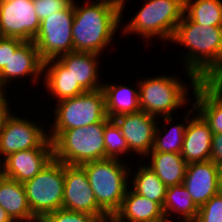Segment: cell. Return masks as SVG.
<instances>
[{
  "instance_id": "cell-1",
  "label": "cell",
  "mask_w": 222,
  "mask_h": 222,
  "mask_svg": "<svg viewBox=\"0 0 222 222\" xmlns=\"http://www.w3.org/2000/svg\"><path fill=\"white\" fill-rule=\"evenodd\" d=\"M96 1L83 7L74 2V52L102 53L119 28L125 0Z\"/></svg>"
},
{
  "instance_id": "cell-2",
  "label": "cell",
  "mask_w": 222,
  "mask_h": 222,
  "mask_svg": "<svg viewBox=\"0 0 222 222\" xmlns=\"http://www.w3.org/2000/svg\"><path fill=\"white\" fill-rule=\"evenodd\" d=\"M171 41L188 48L184 63L193 89L222 67V27L197 24L184 14Z\"/></svg>"
},
{
  "instance_id": "cell-3",
  "label": "cell",
  "mask_w": 222,
  "mask_h": 222,
  "mask_svg": "<svg viewBox=\"0 0 222 222\" xmlns=\"http://www.w3.org/2000/svg\"><path fill=\"white\" fill-rule=\"evenodd\" d=\"M80 166L87 174L98 206L112 218L125 197L129 168L115 158L90 161Z\"/></svg>"
},
{
  "instance_id": "cell-4",
  "label": "cell",
  "mask_w": 222,
  "mask_h": 222,
  "mask_svg": "<svg viewBox=\"0 0 222 222\" xmlns=\"http://www.w3.org/2000/svg\"><path fill=\"white\" fill-rule=\"evenodd\" d=\"M109 120L62 131L52 141L54 159L67 165L105 159L104 126Z\"/></svg>"
},
{
  "instance_id": "cell-5",
  "label": "cell",
  "mask_w": 222,
  "mask_h": 222,
  "mask_svg": "<svg viewBox=\"0 0 222 222\" xmlns=\"http://www.w3.org/2000/svg\"><path fill=\"white\" fill-rule=\"evenodd\" d=\"M183 15L184 0H148L123 32L141 34L147 40L156 36L171 41Z\"/></svg>"
},
{
  "instance_id": "cell-6",
  "label": "cell",
  "mask_w": 222,
  "mask_h": 222,
  "mask_svg": "<svg viewBox=\"0 0 222 222\" xmlns=\"http://www.w3.org/2000/svg\"><path fill=\"white\" fill-rule=\"evenodd\" d=\"M57 102L58 106L54 111L55 123L51 127L53 132L48 134L51 141L62 131L99 123L107 117L102 88Z\"/></svg>"
},
{
  "instance_id": "cell-7",
  "label": "cell",
  "mask_w": 222,
  "mask_h": 222,
  "mask_svg": "<svg viewBox=\"0 0 222 222\" xmlns=\"http://www.w3.org/2000/svg\"><path fill=\"white\" fill-rule=\"evenodd\" d=\"M65 164L54 158L34 178L25 182L28 205L40 221L48 213L62 209Z\"/></svg>"
},
{
  "instance_id": "cell-8",
  "label": "cell",
  "mask_w": 222,
  "mask_h": 222,
  "mask_svg": "<svg viewBox=\"0 0 222 222\" xmlns=\"http://www.w3.org/2000/svg\"><path fill=\"white\" fill-rule=\"evenodd\" d=\"M170 76H157L139 82V107L151 116L162 115L168 124L172 122V113L176 108L185 105L188 94L182 81ZM187 88V89H186Z\"/></svg>"
},
{
  "instance_id": "cell-9",
  "label": "cell",
  "mask_w": 222,
  "mask_h": 222,
  "mask_svg": "<svg viewBox=\"0 0 222 222\" xmlns=\"http://www.w3.org/2000/svg\"><path fill=\"white\" fill-rule=\"evenodd\" d=\"M73 21L74 0L66 9L40 21V29L33 42L43 61L74 52Z\"/></svg>"
},
{
  "instance_id": "cell-10",
  "label": "cell",
  "mask_w": 222,
  "mask_h": 222,
  "mask_svg": "<svg viewBox=\"0 0 222 222\" xmlns=\"http://www.w3.org/2000/svg\"><path fill=\"white\" fill-rule=\"evenodd\" d=\"M39 29L33 0H0V37L33 41Z\"/></svg>"
},
{
  "instance_id": "cell-11",
  "label": "cell",
  "mask_w": 222,
  "mask_h": 222,
  "mask_svg": "<svg viewBox=\"0 0 222 222\" xmlns=\"http://www.w3.org/2000/svg\"><path fill=\"white\" fill-rule=\"evenodd\" d=\"M46 132L35 122L11 115L0 131V156L7 157L12 153L32 148H53Z\"/></svg>"
},
{
  "instance_id": "cell-12",
  "label": "cell",
  "mask_w": 222,
  "mask_h": 222,
  "mask_svg": "<svg viewBox=\"0 0 222 222\" xmlns=\"http://www.w3.org/2000/svg\"><path fill=\"white\" fill-rule=\"evenodd\" d=\"M62 209L95 216H108L98 206L87 174L80 165L65 164Z\"/></svg>"
},
{
  "instance_id": "cell-13",
  "label": "cell",
  "mask_w": 222,
  "mask_h": 222,
  "mask_svg": "<svg viewBox=\"0 0 222 222\" xmlns=\"http://www.w3.org/2000/svg\"><path fill=\"white\" fill-rule=\"evenodd\" d=\"M43 63L33 41L10 38V59L0 71V90H4L10 79L33 76V83L43 72Z\"/></svg>"
},
{
  "instance_id": "cell-14",
  "label": "cell",
  "mask_w": 222,
  "mask_h": 222,
  "mask_svg": "<svg viewBox=\"0 0 222 222\" xmlns=\"http://www.w3.org/2000/svg\"><path fill=\"white\" fill-rule=\"evenodd\" d=\"M156 118L144 111H138L117 116L113 120L120 127L129 151L147 157L153 147Z\"/></svg>"
},
{
  "instance_id": "cell-15",
  "label": "cell",
  "mask_w": 222,
  "mask_h": 222,
  "mask_svg": "<svg viewBox=\"0 0 222 222\" xmlns=\"http://www.w3.org/2000/svg\"><path fill=\"white\" fill-rule=\"evenodd\" d=\"M53 158V148L18 151L8 155L4 158V163H0V174L24 184L34 178Z\"/></svg>"
},
{
  "instance_id": "cell-16",
  "label": "cell",
  "mask_w": 222,
  "mask_h": 222,
  "mask_svg": "<svg viewBox=\"0 0 222 222\" xmlns=\"http://www.w3.org/2000/svg\"><path fill=\"white\" fill-rule=\"evenodd\" d=\"M220 168L209 160L187 164L183 186L191 194L194 203L201 207L218 194Z\"/></svg>"
},
{
  "instance_id": "cell-17",
  "label": "cell",
  "mask_w": 222,
  "mask_h": 222,
  "mask_svg": "<svg viewBox=\"0 0 222 222\" xmlns=\"http://www.w3.org/2000/svg\"><path fill=\"white\" fill-rule=\"evenodd\" d=\"M186 126L181 156L187 164L210 160L212 131L209 124L197 112Z\"/></svg>"
},
{
  "instance_id": "cell-18",
  "label": "cell",
  "mask_w": 222,
  "mask_h": 222,
  "mask_svg": "<svg viewBox=\"0 0 222 222\" xmlns=\"http://www.w3.org/2000/svg\"><path fill=\"white\" fill-rule=\"evenodd\" d=\"M97 53L71 52L57 58L71 72L75 81L85 91H94L102 88L98 79ZM97 59V60H96ZM98 81V82H97Z\"/></svg>"
},
{
  "instance_id": "cell-19",
  "label": "cell",
  "mask_w": 222,
  "mask_h": 222,
  "mask_svg": "<svg viewBox=\"0 0 222 222\" xmlns=\"http://www.w3.org/2000/svg\"><path fill=\"white\" fill-rule=\"evenodd\" d=\"M0 206L14 222L18 220L39 222L30 210L24 185L1 174Z\"/></svg>"
},
{
  "instance_id": "cell-20",
  "label": "cell",
  "mask_w": 222,
  "mask_h": 222,
  "mask_svg": "<svg viewBox=\"0 0 222 222\" xmlns=\"http://www.w3.org/2000/svg\"><path fill=\"white\" fill-rule=\"evenodd\" d=\"M162 215L163 209L157 202L127 188L121 206L110 222H142L157 219Z\"/></svg>"
},
{
  "instance_id": "cell-21",
  "label": "cell",
  "mask_w": 222,
  "mask_h": 222,
  "mask_svg": "<svg viewBox=\"0 0 222 222\" xmlns=\"http://www.w3.org/2000/svg\"><path fill=\"white\" fill-rule=\"evenodd\" d=\"M56 60V61H55ZM49 66V67H48ZM47 67L49 68L48 70ZM45 78V88H47L57 100L72 98L86 92L77 81H75L71 72L57 59L52 58L44 61L43 71Z\"/></svg>"
},
{
  "instance_id": "cell-22",
  "label": "cell",
  "mask_w": 222,
  "mask_h": 222,
  "mask_svg": "<svg viewBox=\"0 0 222 222\" xmlns=\"http://www.w3.org/2000/svg\"><path fill=\"white\" fill-rule=\"evenodd\" d=\"M192 91L195 111L209 124L213 134L222 133V97L205 80H199Z\"/></svg>"
},
{
  "instance_id": "cell-23",
  "label": "cell",
  "mask_w": 222,
  "mask_h": 222,
  "mask_svg": "<svg viewBox=\"0 0 222 222\" xmlns=\"http://www.w3.org/2000/svg\"><path fill=\"white\" fill-rule=\"evenodd\" d=\"M105 96V110L109 119L120 115L140 111L139 90L124 85L105 84L102 85Z\"/></svg>"
},
{
  "instance_id": "cell-24",
  "label": "cell",
  "mask_w": 222,
  "mask_h": 222,
  "mask_svg": "<svg viewBox=\"0 0 222 222\" xmlns=\"http://www.w3.org/2000/svg\"><path fill=\"white\" fill-rule=\"evenodd\" d=\"M151 162L148 167L167 186L183 183L187 163L179 153H165L151 151Z\"/></svg>"
},
{
  "instance_id": "cell-25",
  "label": "cell",
  "mask_w": 222,
  "mask_h": 222,
  "mask_svg": "<svg viewBox=\"0 0 222 222\" xmlns=\"http://www.w3.org/2000/svg\"><path fill=\"white\" fill-rule=\"evenodd\" d=\"M162 209L164 215L169 216L174 212L180 214L184 222H195L199 207L183 184H179L167 187Z\"/></svg>"
},
{
  "instance_id": "cell-26",
  "label": "cell",
  "mask_w": 222,
  "mask_h": 222,
  "mask_svg": "<svg viewBox=\"0 0 222 222\" xmlns=\"http://www.w3.org/2000/svg\"><path fill=\"white\" fill-rule=\"evenodd\" d=\"M184 14L197 24L222 27L221 0H184Z\"/></svg>"
},
{
  "instance_id": "cell-27",
  "label": "cell",
  "mask_w": 222,
  "mask_h": 222,
  "mask_svg": "<svg viewBox=\"0 0 222 222\" xmlns=\"http://www.w3.org/2000/svg\"><path fill=\"white\" fill-rule=\"evenodd\" d=\"M133 177V191L146 197L149 200L157 202L161 207L166 195L167 186L158 178V176L147 166H140L138 172Z\"/></svg>"
},
{
  "instance_id": "cell-28",
  "label": "cell",
  "mask_w": 222,
  "mask_h": 222,
  "mask_svg": "<svg viewBox=\"0 0 222 222\" xmlns=\"http://www.w3.org/2000/svg\"><path fill=\"white\" fill-rule=\"evenodd\" d=\"M196 110L195 106L193 105L192 109H190L188 115L186 116V125L185 124H177L174 127H171V130L165 133L163 136L160 135V130L156 126L155 129V136L153 147L151 151L155 152H165V153H179L181 154L183 141L186 131L187 122L189 121V114L191 115L193 111ZM162 136V137H161Z\"/></svg>"
},
{
  "instance_id": "cell-29",
  "label": "cell",
  "mask_w": 222,
  "mask_h": 222,
  "mask_svg": "<svg viewBox=\"0 0 222 222\" xmlns=\"http://www.w3.org/2000/svg\"><path fill=\"white\" fill-rule=\"evenodd\" d=\"M105 158L119 159L120 154L129 153L126 139L123 137L120 127L113 119L104 126Z\"/></svg>"
},
{
  "instance_id": "cell-30",
  "label": "cell",
  "mask_w": 222,
  "mask_h": 222,
  "mask_svg": "<svg viewBox=\"0 0 222 222\" xmlns=\"http://www.w3.org/2000/svg\"><path fill=\"white\" fill-rule=\"evenodd\" d=\"M109 216H95L82 212L58 209L45 215L39 222H110Z\"/></svg>"
},
{
  "instance_id": "cell-31",
  "label": "cell",
  "mask_w": 222,
  "mask_h": 222,
  "mask_svg": "<svg viewBox=\"0 0 222 222\" xmlns=\"http://www.w3.org/2000/svg\"><path fill=\"white\" fill-rule=\"evenodd\" d=\"M195 222H222V195L212 196L199 207Z\"/></svg>"
},
{
  "instance_id": "cell-32",
  "label": "cell",
  "mask_w": 222,
  "mask_h": 222,
  "mask_svg": "<svg viewBox=\"0 0 222 222\" xmlns=\"http://www.w3.org/2000/svg\"><path fill=\"white\" fill-rule=\"evenodd\" d=\"M72 2L73 0H33L35 12L40 21L66 9Z\"/></svg>"
},
{
  "instance_id": "cell-33",
  "label": "cell",
  "mask_w": 222,
  "mask_h": 222,
  "mask_svg": "<svg viewBox=\"0 0 222 222\" xmlns=\"http://www.w3.org/2000/svg\"><path fill=\"white\" fill-rule=\"evenodd\" d=\"M210 160L222 170V133L212 135Z\"/></svg>"
},
{
  "instance_id": "cell-34",
  "label": "cell",
  "mask_w": 222,
  "mask_h": 222,
  "mask_svg": "<svg viewBox=\"0 0 222 222\" xmlns=\"http://www.w3.org/2000/svg\"><path fill=\"white\" fill-rule=\"evenodd\" d=\"M205 81L222 97V67L215 69Z\"/></svg>"
},
{
  "instance_id": "cell-35",
  "label": "cell",
  "mask_w": 222,
  "mask_h": 222,
  "mask_svg": "<svg viewBox=\"0 0 222 222\" xmlns=\"http://www.w3.org/2000/svg\"><path fill=\"white\" fill-rule=\"evenodd\" d=\"M10 59V37H0V71Z\"/></svg>"
},
{
  "instance_id": "cell-36",
  "label": "cell",
  "mask_w": 222,
  "mask_h": 222,
  "mask_svg": "<svg viewBox=\"0 0 222 222\" xmlns=\"http://www.w3.org/2000/svg\"><path fill=\"white\" fill-rule=\"evenodd\" d=\"M6 97L4 91L0 90V131L5 126L6 120L12 115Z\"/></svg>"
},
{
  "instance_id": "cell-37",
  "label": "cell",
  "mask_w": 222,
  "mask_h": 222,
  "mask_svg": "<svg viewBox=\"0 0 222 222\" xmlns=\"http://www.w3.org/2000/svg\"><path fill=\"white\" fill-rule=\"evenodd\" d=\"M0 222H14L1 206H0Z\"/></svg>"
},
{
  "instance_id": "cell-38",
  "label": "cell",
  "mask_w": 222,
  "mask_h": 222,
  "mask_svg": "<svg viewBox=\"0 0 222 222\" xmlns=\"http://www.w3.org/2000/svg\"><path fill=\"white\" fill-rule=\"evenodd\" d=\"M171 218H169L167 215H162L161 217L149 220V221H142V222H170Z\"/></svg>"
},
{
  "instance_id": "cell-39",
  "label": "cell",
  "mask_w": 222,
  "mask_h": 222,
  "mask_svg": "<svg viewBox=\"0 0 222 222\" xmlns=\"http://www.w3.org/2000/svg\"><path fill=\"white\" fill-rule=\"evenodd\" d=\"M218 193L222 195V170H220Z\"/></svg>"
}]
</instances>
